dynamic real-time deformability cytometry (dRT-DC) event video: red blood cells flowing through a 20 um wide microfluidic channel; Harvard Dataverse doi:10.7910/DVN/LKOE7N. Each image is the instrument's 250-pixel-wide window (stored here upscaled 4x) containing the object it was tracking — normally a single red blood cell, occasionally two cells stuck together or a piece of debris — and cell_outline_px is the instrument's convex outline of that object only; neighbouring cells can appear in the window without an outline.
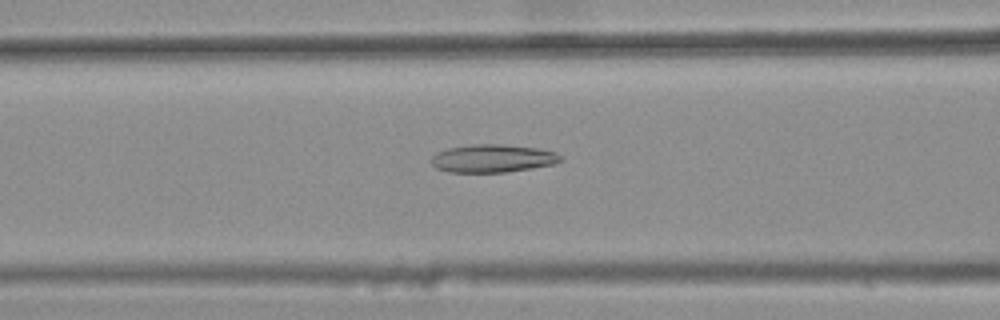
{"species": "common noctule bat (a hibernating species)", "species_latin": "Nyctalus noctula", "temperature_condition": "warm", "stored_images_in_passage": 31, "camera_frame_rate_fps": 3000, "um_per_image_px": 0.085, "animal": {"sex": "female", "body_mass_g": 25.1}, "frame": {"image": 1, "passage_image": 17, "time_ms": 5.333, "image_size_px": [1000, 320], "cell_outline_px": [[564, 160], [556, 164], [532, 168], [504, 172], [448, 172], [436, 168], [432, 164], [432, 156], [436, 152], [448, 148], [472, 144], [504, 144], [536, 148], [556, 152]], "centroid_in_image_um": [41.89, 13.46], "position_along_channel_um": 124.7, "area_um2": 21.15}}
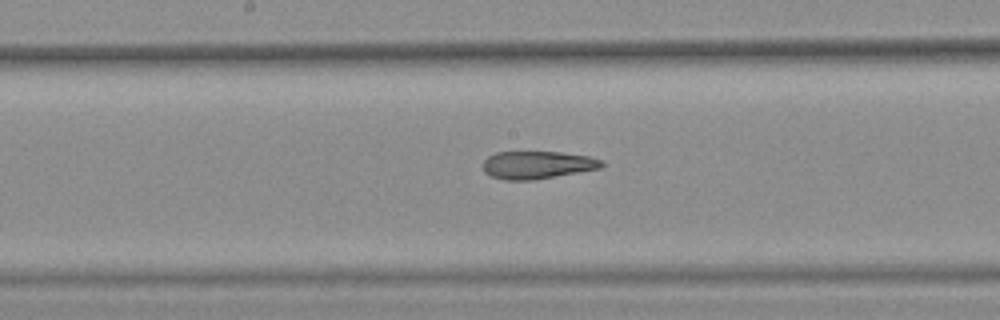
{"frame": {"image": 2, "passage_image": 23, "time_ms": 7.333, "image_size_px": [1000, 320], "cell_outline_px": [[604, 164], [600, 168], [532, 180], [504, 180], [492, 176], [484, 172], [484, 160], [488, 156], [496, 152], [560, 152], [588, 156], [604, 160]], "centroid_in_image_um": [45.67, 14.01], "position_along_channel_um": 202.5, "area_um2": 19.02}}
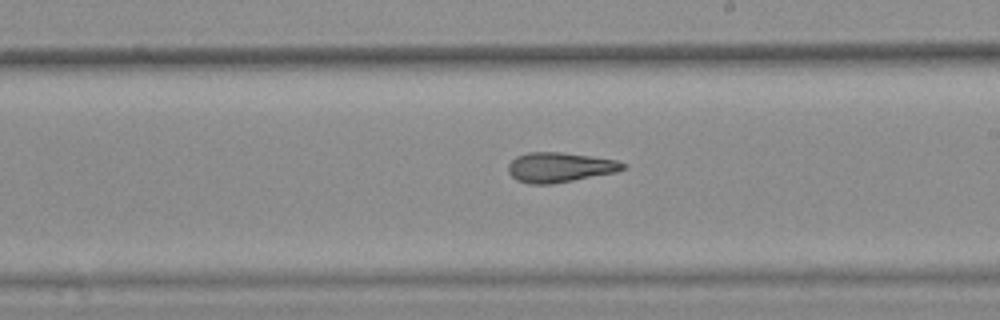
{"frame": {"image": 3, "passage_image": 26, "time_ms": 8.333, "image_size_px": [1000, 320], "cell_outline_px": [[628, 168], [616, 172], [552, 184], [528, 184], [516, 180], [508, 172], [508, 164], [516, 156], [528, 152], [560, 152], [592, 156], [616, 160], [628, 164]], "centroid_in_image_um": [47.59, 14.22], "position_along_channel_um": 241.4, "area_um2": 20.11}}